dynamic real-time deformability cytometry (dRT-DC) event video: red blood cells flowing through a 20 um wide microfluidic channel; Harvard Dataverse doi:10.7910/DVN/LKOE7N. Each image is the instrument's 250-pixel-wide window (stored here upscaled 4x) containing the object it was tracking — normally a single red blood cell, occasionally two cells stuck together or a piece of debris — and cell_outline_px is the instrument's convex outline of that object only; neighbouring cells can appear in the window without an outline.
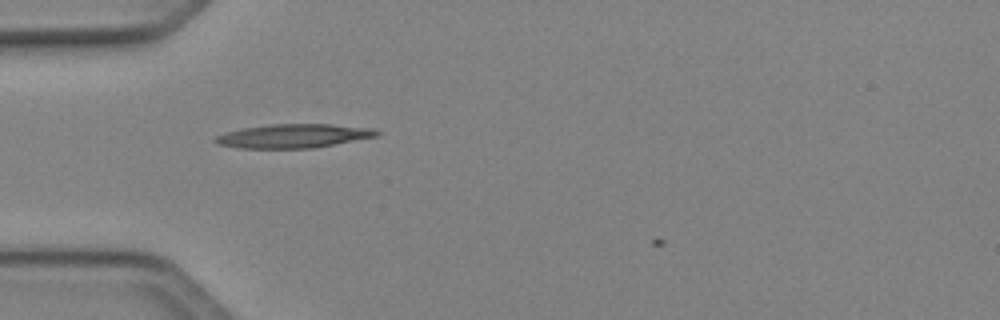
{"species": "Egyptian fruit bat (a non-hibernating species)", "species_latin": "Rousettus aegyptiacus", "temperature_condition": "cold", "stored_images_in_passage": 5, "camera_frame_rate_fps": 3000, "um_per_image_px": 0.085, "animal": {"sex": "female"}, "frame": {"image": 1, "passage_image": 1, "time_ms": 0.0, "image_size_px": [1000, 320], "cell_outline_px": [[380, 132], [376, 136], [312, 148], [240, 148], [216, 144], [212, 140], [216, 136], [228, 132], [244, 128], [268, 124], [332, 124], [372, 128]], "centroid_in_image_um": [24.91, 11.55], "position_along_channel_um": 60.1, "area_um2": 22.2}}
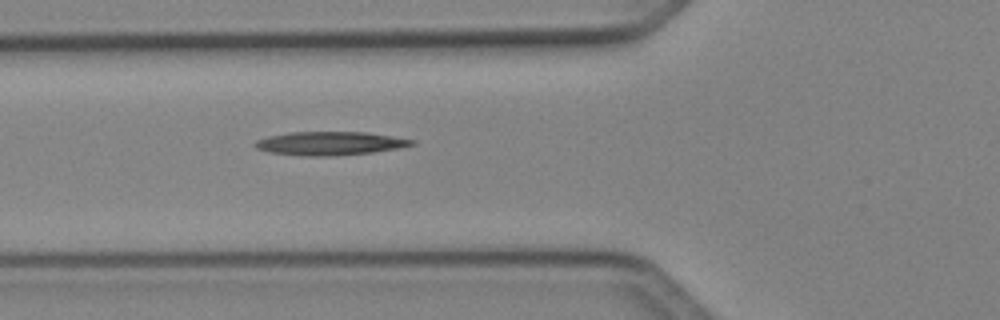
{"frame": {"image": 2, "passage_image": 4, "time_ms": 1.0, "image_size_px": [1000, 320], "cell_outline_px": [[416, 144], [400, 148], [372, 152], [328, 156], [300, 156], [268, 152], [256, 148], [256, 140], [268, 136], [288, 132], [368, 132], [416, 140]], "centroid_in_image_um": [28.06, 12.18], "position_along_channel_um": 97.7, "area_um2": 21.56}}